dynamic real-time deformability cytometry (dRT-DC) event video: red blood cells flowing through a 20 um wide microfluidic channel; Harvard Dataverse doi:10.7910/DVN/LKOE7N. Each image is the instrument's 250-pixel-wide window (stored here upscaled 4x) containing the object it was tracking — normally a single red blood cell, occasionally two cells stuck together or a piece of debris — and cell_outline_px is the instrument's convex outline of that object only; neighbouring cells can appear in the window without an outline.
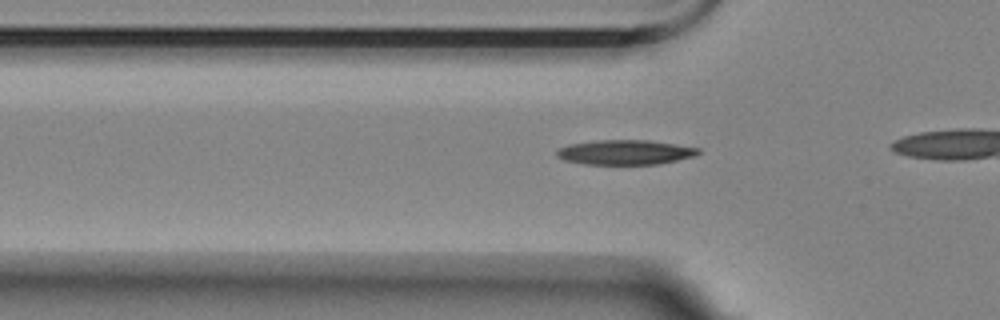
{"species": "Egyptian fruit bat (a non-hibernating species)", "species_latin": "Rousettus aegyptiacus", "temperature_condition": "room temperature", "stored_images_in_passage": 15, "camera_frame_rate_fps": 3000, "um_per_image_px": 0.085, "animal": {"sex": "female"}, "frame": {"image": 1, "passage_image": 9, "time_ms": 2.667, "image_size_px": [1000, 320], "cell_outline_px": [[700, 152], [696, 156], [660, 164], [584, 164], [564, 160], [556, 156], [556, 152], [560, 148], [568, 144], [596, 140], [648, 140], [676, 144], [700, 148]], "centroid_in_image_um": [53.15, 12.94], "position_along_channel_um": 72.6, "area_um2": 20.52}}
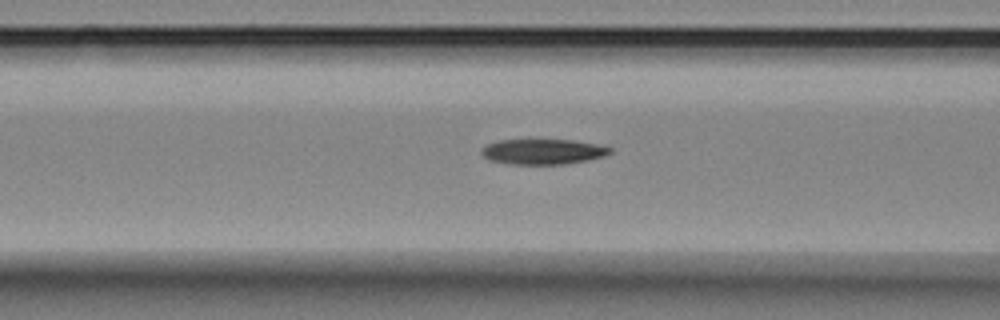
{"frame": {"image": 2, "passage_image": 13, "time_ms": 4.0, "image_size_px": [1000, 320], "cell_outline_px": [[612, 152], [604, 156], [588, 160], [564, 164], [508, 164], [488, 160], [480, 152], [488, 144], [500, 140], [572, 140], [596, 144], [612, 148]], "centroid_in_image_um": [46.16, 12.9], "position_along_channel_um": 120.4, "area_um2": 18.84}}